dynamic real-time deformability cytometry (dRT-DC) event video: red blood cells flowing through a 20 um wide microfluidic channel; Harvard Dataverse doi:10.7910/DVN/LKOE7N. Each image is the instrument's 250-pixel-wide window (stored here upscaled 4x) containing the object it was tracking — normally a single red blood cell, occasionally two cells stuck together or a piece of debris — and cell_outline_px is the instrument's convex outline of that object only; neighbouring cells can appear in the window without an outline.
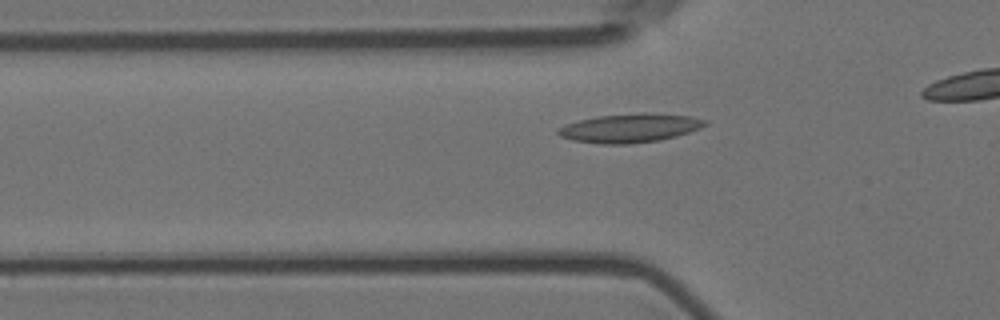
{"species": "Egyptian fruit bat (a non-hibernating species)", "species_latin": "Rousettus aegyptiacus", "temperature_condition": "room temperature", "stored_images_in_passage": 15, "camera_frame_rate_fps": 3000, "um_per_image_px": 0.085, "animal": {"sex": "female"}, "frame": {"image": 1, "passage_image": 5, "time_ms": 1.333, "image_size_px": [1000, 320], "cell_outline_px": [[708, 124], [700, 128], [676, 136], [660, 140], [628, 144], [604, 144], [572, 140], [560, 136], [556, 132], [556, 128], [564, 124], [580, 120], [600, 116], [640, 112], [652, 112], [688, 116], [708, 120]], "centroid_in_image_um": [53.54, 10.87], "position_along_channel_um": 72.3, "area_um2": 24.8}}
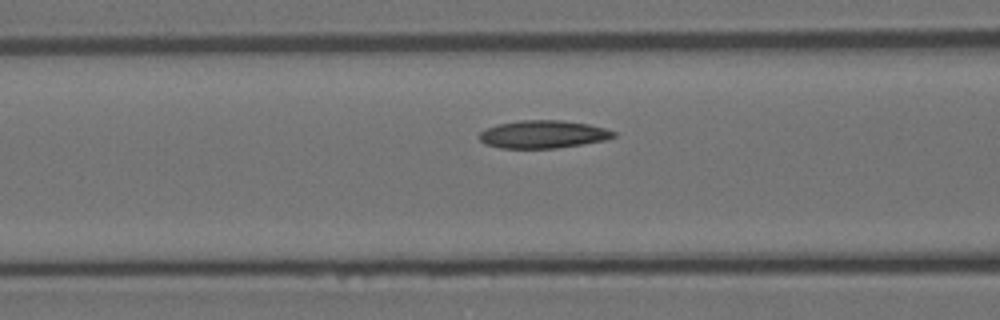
{"frame": {"image": 2, "passage_image": 9, "time_ms": 2.667, "image_size_px": [1000, 320], "cell_outline_px": [[616, 136], [604, 140], [556, 148], [500, 148], [484, 144], [476, 136], [484, 128], [496, 124], [520, 120], [560, 120], [588, 124], [604, 128], [616, 132]], "centroid_in_image_um": [46.08, 11.41], "position_along_channel_um": 120.5, "area_um2": 21.85}}
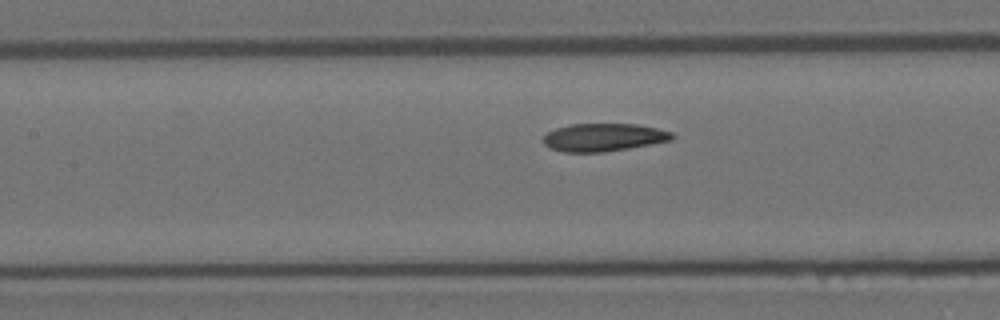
{"frame": {"image": 3, "passage_image": 12, "time_ms": 3.667, "image_size_px": [1000, 320], "cell_outline_px": [[676, 136], [672, 140], [628, 148], [604, 152], [564, 152], [548, 148], [544, 144], [544, 136], [548, 132], [556, 128], [572, 124], [636, 124], [656, 128], [672, 132]], "centroid_in_image_um": [51.3, 11.67], "position_along_channel_um": 156.1, "area_um2": 20.87}}